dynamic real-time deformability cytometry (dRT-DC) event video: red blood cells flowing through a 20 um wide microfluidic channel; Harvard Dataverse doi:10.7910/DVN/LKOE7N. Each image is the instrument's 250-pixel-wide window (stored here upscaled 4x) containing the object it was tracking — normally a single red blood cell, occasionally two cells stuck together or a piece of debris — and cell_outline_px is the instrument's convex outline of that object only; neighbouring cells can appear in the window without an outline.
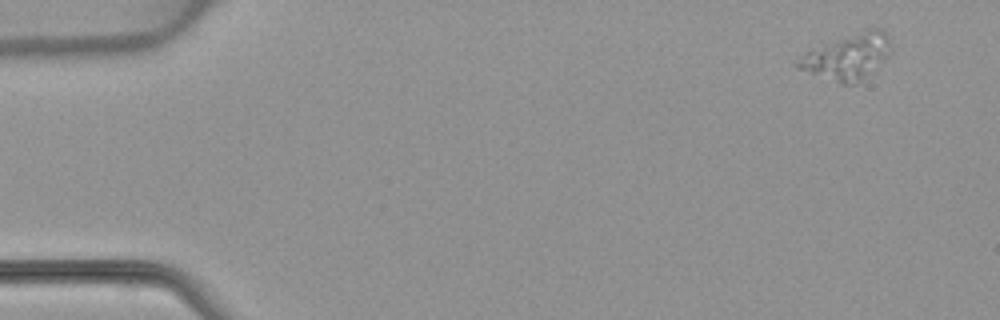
{"species": "common noctule bat (a hibernating species)", "species_latin": "Nyctalus noctula", "temperature_condition": "warm", "stored_images_in_passage": 4, "camera_frame_rate_fps": 3000, "um_per_image_px": 0.085, "animal": {"sex": "female", "body_mass_g": 22.7, "forearm_length_mm": 54.2}, "frame": {"image": 1, "passage_image": 1, "time_ms": 0.0, "image_size_px": [1000, 320], "cell_outline_px": [[892, 52], [880, 64], [856, 84], [840, 84], [800, 68], [792, 64], [792, 60], [796, 56], [812, 48], [868, 28], [884, 28], [888, 36], [892, 48]], "centroid_in_image_um": [72.02, 4.8], "position_along_channel_um": 13.0, "area_um2": 24.91}}